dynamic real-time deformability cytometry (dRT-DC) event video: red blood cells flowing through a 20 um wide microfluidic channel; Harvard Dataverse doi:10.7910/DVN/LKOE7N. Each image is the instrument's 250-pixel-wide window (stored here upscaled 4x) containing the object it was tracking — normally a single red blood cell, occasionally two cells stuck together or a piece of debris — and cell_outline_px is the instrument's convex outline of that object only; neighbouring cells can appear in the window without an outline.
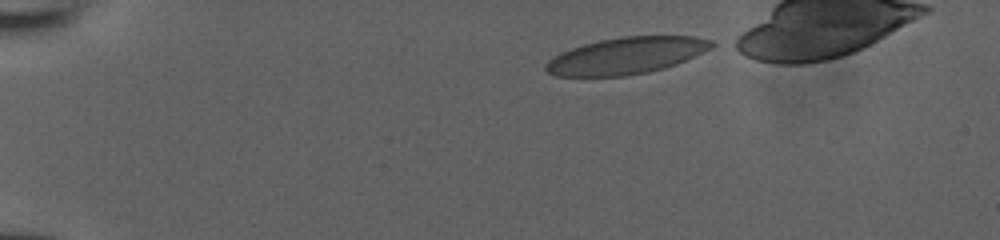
{"species": "human", "species_latin": "Homo sapiens", "temperature_condition": "room temperature", "stored_images_in_passage": 39, "camera_frame_rate_fps": 3000, "um_per_image_px": 0.085, "donor": {"sex": "male"}, "frame": {"image": 1, "passage_image": 1, "time_ms": 0.0, "image_size_px": [1000, 240], "cell_outline_px": [[720, 44], [712, 48], [676, 64], [664, 68], [648, 72], [624, 76], [556, 76], [548, 72], [544, 68], [544, 64], [548, 60], [560, 52], [584, 44], [600, 40], [624, 36], [696, 36], [712, 40]], "centroid_in_image_um": [53.26, 4.72], "position_along_channel_um": 31.7, "area_um2": 35.55}}
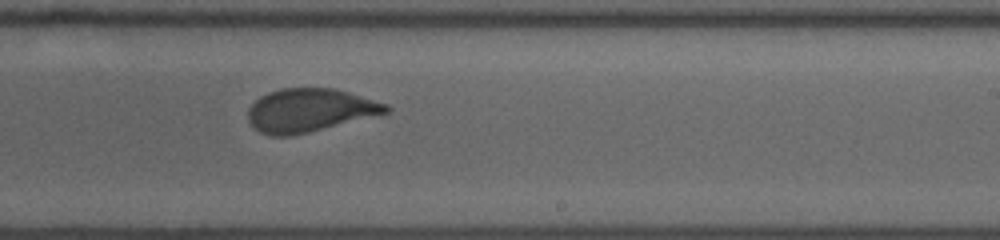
{"frame": {"image": 2, "passage_image": 24, "time_ms": 7.667, "image_size_px": [1000, 240], "cell_outline_px": [[392, 108], [388, 112], [292, 136], [272, 136], [260, 132], [248, 120], [248, 108], [260, 96], [268, 92], [280, 88], [336, 88], [388, 104]], "centroid_in_image_um": [26.3, 9.36], "position_along_channel_um": 262.7, "area_um2": 34.56}}
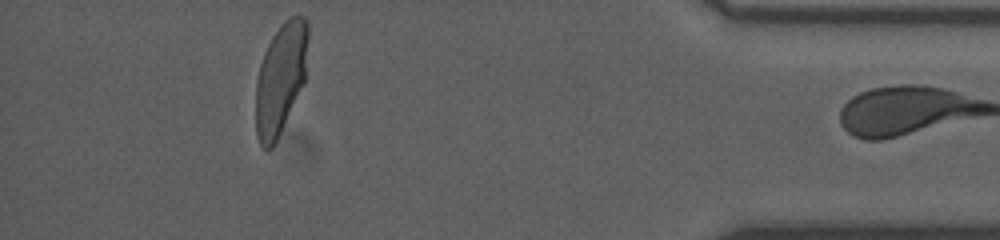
{"frame": {"image": 3, "passage_image": 38, "time_ms": 12.333, "image_size_px": [1000, 240], "cell_outline_px": [[308, 36], [304, 84], [272, 148], [268, 152], [260, 144], [256, 136], [256, 80], [260, 64], [264, 52], [272, 36], [284, 20], [292, 16], [304, 16], [308, 20]], "centroid_in_image_um": [23.84, 6.66], "position_along_channel_um": 411.4, "area_um2": 33.81}}